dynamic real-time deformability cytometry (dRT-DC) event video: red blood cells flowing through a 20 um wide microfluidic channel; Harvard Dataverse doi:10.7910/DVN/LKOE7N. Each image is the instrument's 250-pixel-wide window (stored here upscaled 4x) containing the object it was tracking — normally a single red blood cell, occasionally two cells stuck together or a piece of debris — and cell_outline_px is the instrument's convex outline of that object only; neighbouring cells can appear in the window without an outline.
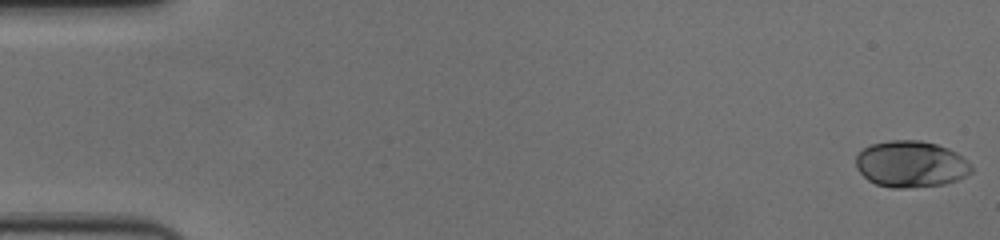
{"species": "human", "species_latin": "Homo sapiens", "temperature_condition": "cold", "stored_images_in_passage": 57, "camera_frame_rate_fps": 3000, "um_per_image_px": 0.085, "donor": {"sex": "female"}, "frame": {"image": 1, "passage_image": 1, "time_ms": 0.0, "image_size_px": [1000, 240], "cell_outline_px": [[972, 172], [956, 180], [944, 184], [904, 188], [892, 188], [876, 184], [868, 180], [856, 168], [856, 156], [868, 144], [888, 140], [920, 140], [936, 144], [948, 148], [956, 152], [972, 164]], "centroid_in_image_um": [77.41, 13.94], "position_along_channel_um": 7.6, "area_um2": 31.39}}
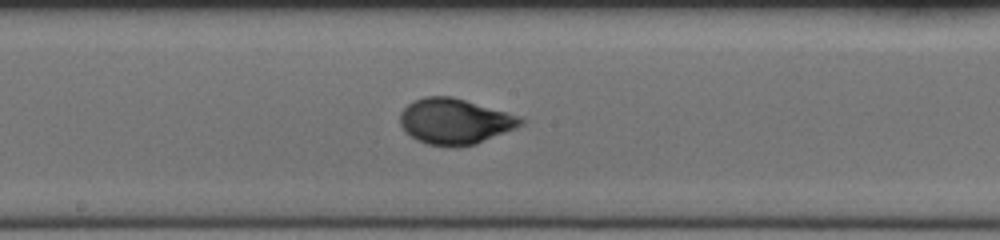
{"frame": {"image": 2, "passage_image": 31, "time_ms": 10.0, "image_size_px": [1000, 240], "cell_outline_px": [[524, 124], [516, 128], [476, 144], [456, 148], [452, 148], [428, 144], [416, 140], [404, 132], [400, 124], [400, 112], [412, 100], [424, 96], [452, 96], [520, 116], [524, 120]], "centroid_in_image_um": [38.63, 10.33], "position_along_channel_um": 209.6, "area_um2": 32.48}}
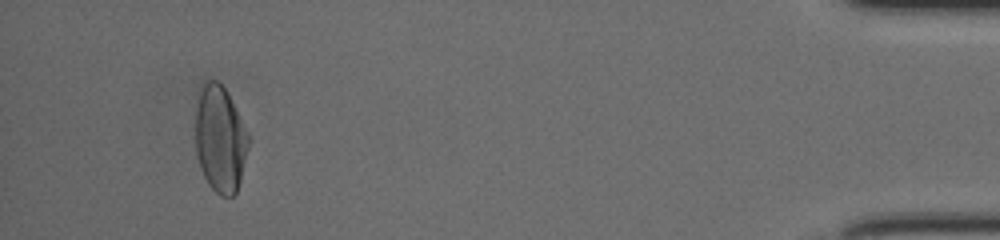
{"frame": {"image": 3, "passage_image": 54, "time_ms": 17.667, "image_size_px": [1000, 240], "cell_outline_px": [[248, 144], [240, 180], [236, 192], [232, 196], [220, 196], [208, 184], [204, 176], [196, 156], [196, 108], [200, 88], [204, 80], [216, 80], [228, 92], [248, 132]], "centroid_in_image_um": [18.69, 11.79], "position_along_channel_um": 416.5, "area_um2": 32.77}, "authors_computed_cell_mechanics": {"area_um2": 31.3854, "velocity_mm_per_s": 3.6253, "shape_relaxation_time_tau1_ms": 3.7959, "shape_relaxation_time_tau2_ms": null, "deformation_change_tau1": 0.1727, "deformation_change_tau2": null}}